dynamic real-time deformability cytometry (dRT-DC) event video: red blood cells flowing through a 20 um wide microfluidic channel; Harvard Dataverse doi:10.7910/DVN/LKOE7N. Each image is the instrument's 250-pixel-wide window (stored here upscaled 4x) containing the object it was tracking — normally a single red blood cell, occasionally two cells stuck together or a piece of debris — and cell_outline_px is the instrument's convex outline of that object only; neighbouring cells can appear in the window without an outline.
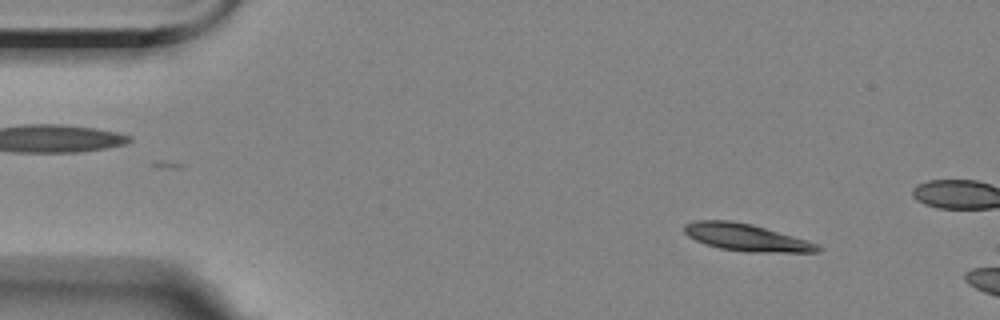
{"species": "Egyptian fruit bat (a non-hibernating species)", "species_latin": "Rousettus aegyptiacus", "temperature_condition": "room temperature", "stored_images_in_passage": 3, "camera_frame_rate_fps": 3000, "um_per_image_px": 0.085, "animal": {"sex": "female"}, "frame": {"image": 1, "passage_image": 1, "time_ms": 0.0, "image_size_px": [1000, 320], "cell_outline_px": [[824, 248], [820, 252], [744, 252], [720, 248], [704, 244], [688, 236], [684, 232], [684, 224], [696, 220], [732, 220], [752, 224], [808, 240]], "centroid_in_image_um": [63.44, 20.18], "position_along_channel_um": 21.6, "area_um2": 21.27}}